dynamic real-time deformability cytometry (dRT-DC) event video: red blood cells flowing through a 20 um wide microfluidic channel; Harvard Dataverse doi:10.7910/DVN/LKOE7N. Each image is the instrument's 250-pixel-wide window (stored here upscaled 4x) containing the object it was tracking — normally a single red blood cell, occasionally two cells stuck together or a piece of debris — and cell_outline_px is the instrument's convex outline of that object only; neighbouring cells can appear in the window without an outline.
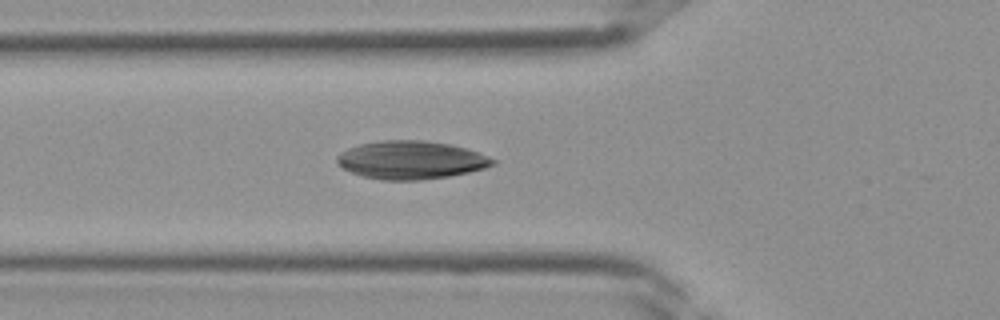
{"species": "Egyptian fruit bat (a non-hibernating species)", "species_latin": "Rousettus aegyptiacus", "temperature_condition": "room temperature", "stored_images_in_passage": 23, "camera_frame_rate_fps": 3000, "um_per_image_px": 0.085, "frame": {"image": 1, "passage_image": 2, "time_ms": 0.333, "image_size_px": [1000, 320], "cell_outline_px": [[496, 164], [484, 168], [468, 172], [448, 176], [420, 180], [380, 180], [364, 176], [352, 172], [336, 164], [336, 156], [340, 152], [348, 148], [360, 144], [380, 140], [424, 140], [452, 144], [468, 148], [480, 152], [496, 160]], "centroid_in_image_um": [34.94, 13.59], "position_along_channel_um": 90.9, "area_um2": 34.85}}
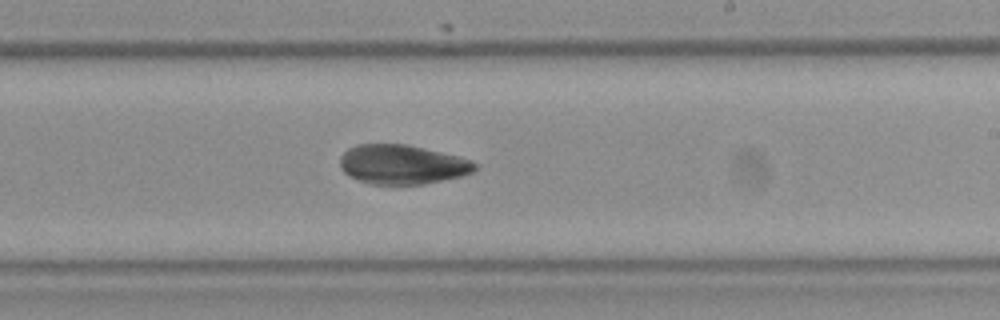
{"frame": {"image": 2, "passage_image": 11, "time_ms": 3.333, "image_size_px": [1000, 320], "cell_outline_px": [[476, 168], [472, 172], [460, 176], [424, 184], [368, 184], [348, 176], [340, 168], [340, 156], [348, 148], [356, 144], [408, 144], [460, 156], [472, 160], [476, 164]], "centroid_in_image_um": [34.16, 13.97], "position_along_channel_um": 254.8, "area_um2": 31.15}}
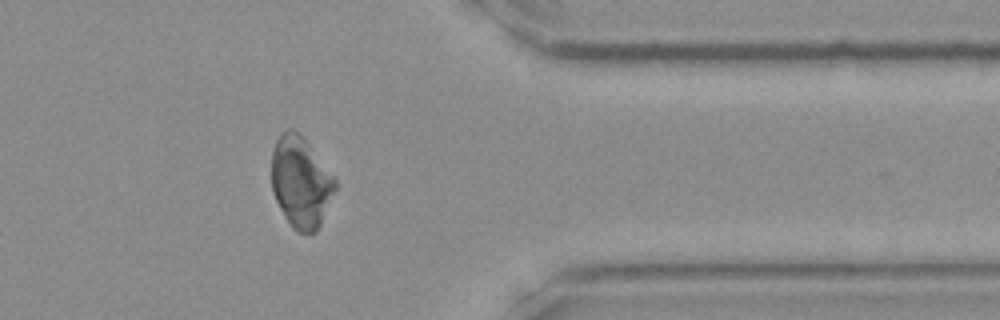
{"frame": {"image": 3, "passage_image": 19, "time_ms": 6.0, "image_size_px": [1000, 320], "cell_outline_px": [[336, 188], [320, 224], [316, 232], [300, 232], [292, 228], [284, 216], [272, 192], [272, 152], [276, 140], [280, 132], [284, 128], [292, 128], [300, 132], [304, 136], [336, 180]], "centroid_in_image_um": [25.55, 15.42], "position_along_channel_um": 385.9, "area_um2": 33.81}}